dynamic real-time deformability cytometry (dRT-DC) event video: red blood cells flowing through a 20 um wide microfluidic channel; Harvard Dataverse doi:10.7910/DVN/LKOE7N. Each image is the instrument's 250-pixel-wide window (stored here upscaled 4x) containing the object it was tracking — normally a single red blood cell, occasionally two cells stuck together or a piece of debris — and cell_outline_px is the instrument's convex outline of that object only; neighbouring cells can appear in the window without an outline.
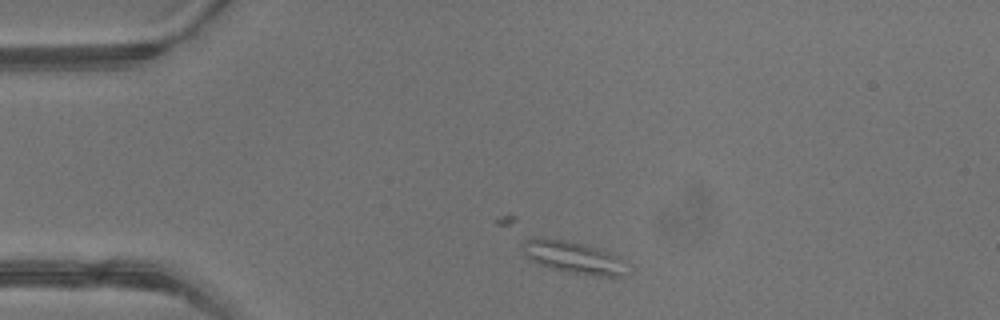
{"species": "common noctule bat (a hibernating species)", "species_latin": "Nyctalus noctula", "temperature_condition": "warm", "stored_images_in_passage": 1, "camera_frame_rate_fps": 3000, "um_per_image_px": 0.085, "animal": {"sex": "male", "body_mass_g": 13.3}, "frame": {"image": 1, "passage_image": 1, "time_ms": 0.0, "image_size_px": [1000, 320], "cell_outline_px": [[628, 276], [592, 276], [552, 268], [540, 264], [532, 260], [524, 252], [520, 244], [524, 240], [532, 236], [544, 236], [584, 244], [608, 252], [616, 256]], "centroid_in_image_um": [48.63, 21.84], "position_along_channel_um": 36.4, "area_um2": 19.25}}